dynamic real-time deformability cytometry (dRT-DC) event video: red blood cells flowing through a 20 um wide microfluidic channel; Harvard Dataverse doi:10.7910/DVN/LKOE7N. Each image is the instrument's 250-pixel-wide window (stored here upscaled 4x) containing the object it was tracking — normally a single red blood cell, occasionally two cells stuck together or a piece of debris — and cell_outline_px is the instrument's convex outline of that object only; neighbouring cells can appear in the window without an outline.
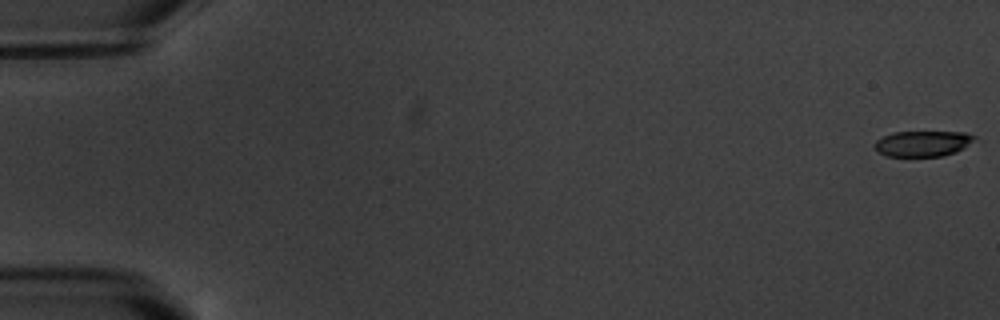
{"species": "common noctule bat (a hibernating species)", "species_latin": "Nyctalus noctula", "temperature_condition": "warm", "stored_images_in_passage": 6, "camera_frame_rate_fps": 3000, "um_per_image_px": 0.085, "animal": {"sex": "male", "body_mass_g": 20.1, "forearm_length_mm": 53.5}, "frame": {"image": 1, "passage_image": 1, "time_ms": 0.0, "image_size_px": [1000, 320], "cell_outline_px": [[976, 136], [964, 148], [956, 152], [944, 156], [884, 156], [876, 148], [876, 140], [892, 132], [964, 132]], "centroid_in_image_um": [78.44, 12.2], "position_along_channel_um": 6.6, "area_um2": 14.74}}
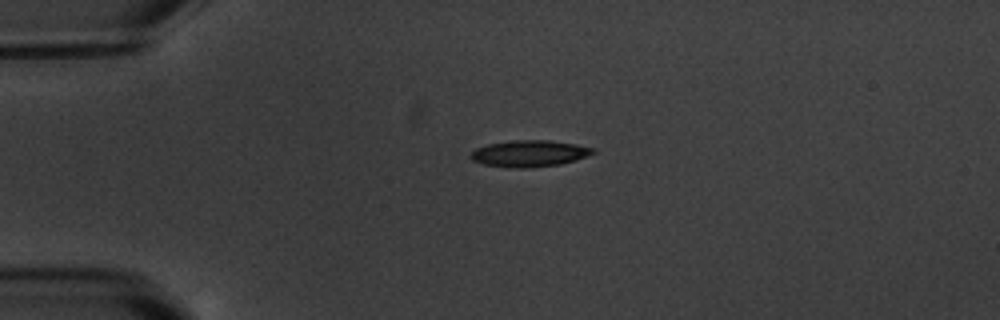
{"frame": {"image": 2, "passage_image": 5, "time_ms": 4.667, "image_size_px": [1000, 320], "cell_outline_px": [[596, 152], [588, 156], [576, 160], [560, 164], [528, 168], [512, 168], [484, 164], [472, 160], [468, 156], [476, 148], [488, 144], [512, 140], [548, 140], [576, 144], [596, 148]], "centroid_in_image_um": [45.02, 13.04], "position_along_channel_um": 40.0, "area_um2": 19.02}}